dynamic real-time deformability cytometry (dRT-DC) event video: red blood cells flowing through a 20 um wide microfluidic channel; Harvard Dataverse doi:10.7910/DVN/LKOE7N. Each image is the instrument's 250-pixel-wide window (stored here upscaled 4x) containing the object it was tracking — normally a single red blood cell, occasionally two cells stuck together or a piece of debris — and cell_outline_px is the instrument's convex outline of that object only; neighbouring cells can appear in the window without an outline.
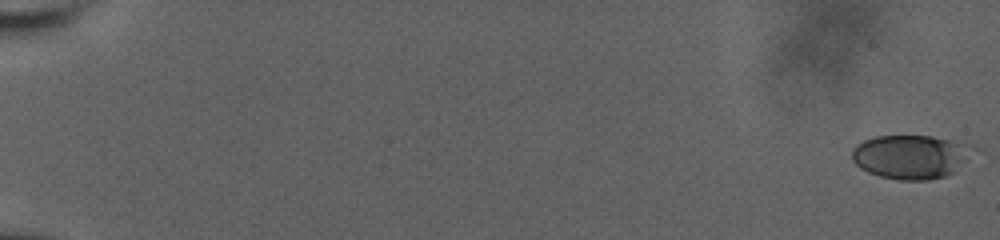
{"species": "human", "species_latin": "Homo sapiens", "temperature_condition": "room temperature", "stored_images_in_passage": 61, "camera_frame_rate_fps": 3000, "um_per_image_px": 0.085, "donor": {"sex": "male"}, "frame": {"image": 1, "passage_image": 1, "time_ms": 0.0, "image_size_px": [1000, 240], "cell_outline_px": [[956, 172], [944, 176], [928, 180], [900, 180], [880, 176], [868, 172], [860, 168], [852, 160], [852, 148], [856, 144], [864, 140], [876, 136], [932, 136], [948, 140], [956, 144]], "centroid_in_image_um": [77.04, 13.35], "position_along_channel_um": 8.0, "area_um2": 28.61}}
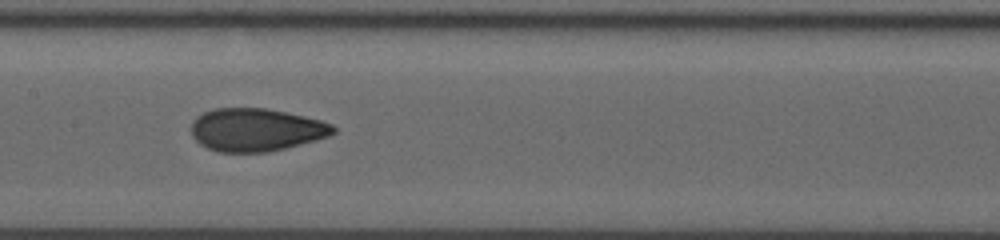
{"frame": {"image": 2, "passage_image": 34, "time_ms": 11.0, "image_size_px": [1000, 240], "cell_outline_px": [[336, 132], [328, 136], [316, 140], [268, 152], [216, 152], [200, 144], [192, 136], [192, 120], [196, 116], [204, 112], [216, 108], [268, 108], [304, 116], [320, 120], [332, 124], [336, 128]], "centroid_in_image_um": [21.75, 11.03], "position_along_channel_um": 185.6, "area_um2": 35.55}}
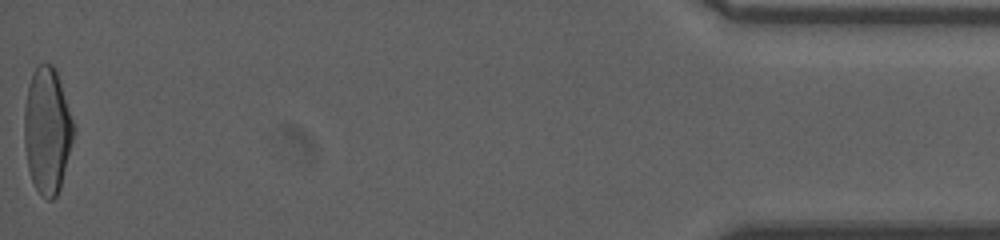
{"frame": {"image": 3, "passage_image": 61, "time_ms": 20.0, "image_size_px": [1000, 240], "cell_outline_px": [[76, 128], [60, 188], [56, 196], [52, 200], [48, 200], [36, 188], [32, 180], [28, 168], [24, 144], [24, 108], [28, 84], [32, 72], [40, 64], [52, 64], [56, 72]], "centroid_in_image_um": [4.01, 11.09], "position_along_channel_um": 431.2, "area_um2": 36.07}, "authors_computed_cell_mechanics": {"area_um2": 34.68, "velocity_mm_per_s": 3.6796, "shape_relaxation_time_tau1_ms": 8.0678, "shape_relaxation_time_tau2_ms": 1.2269, "deformation_change_tau1": 0.2135, "deformation_change_tau2": 0.0702}}